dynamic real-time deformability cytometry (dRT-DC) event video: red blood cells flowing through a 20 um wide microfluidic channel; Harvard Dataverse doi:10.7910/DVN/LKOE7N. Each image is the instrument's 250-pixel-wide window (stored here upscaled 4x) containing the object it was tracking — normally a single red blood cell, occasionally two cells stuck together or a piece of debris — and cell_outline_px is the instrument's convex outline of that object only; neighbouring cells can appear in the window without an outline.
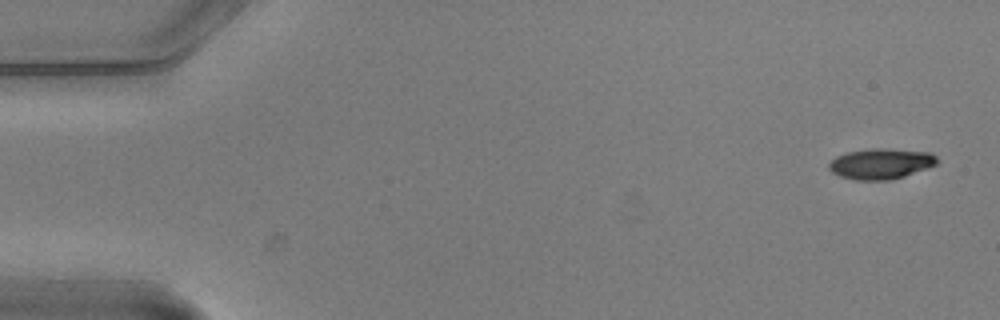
{"species": "common noctule bat (a hibernating species)", "species_latin": "Nyctalus noctula", "temperature_condition": "warm", "stored_images_in_passage": 6, "segment_of_instrument_passage": [1, 2], "camera_frame_rate_fps": 3000, "um_per_image_px": 0.085, "animal": {"sex": "male", "body_mass_g": 20.5, "forearm_length_mm": 52.5}, "frame": {"image": 1, "passage_image": 1, "time_ms": 0.0, "image_size_px": [1000, 320], "cell_outline_px": [[940, 164], [892, 180], [856, 180], [840, 176], [832, 172], [828, 168], [828, 164], [836, 156], [848, 152], [872, 148], [880, 148], [932, 152], [940, 160]], "centroid_in_image_um": [74.93, 13.92], "position_along_channel_um": 10.1, "area_um2": 19.48}}
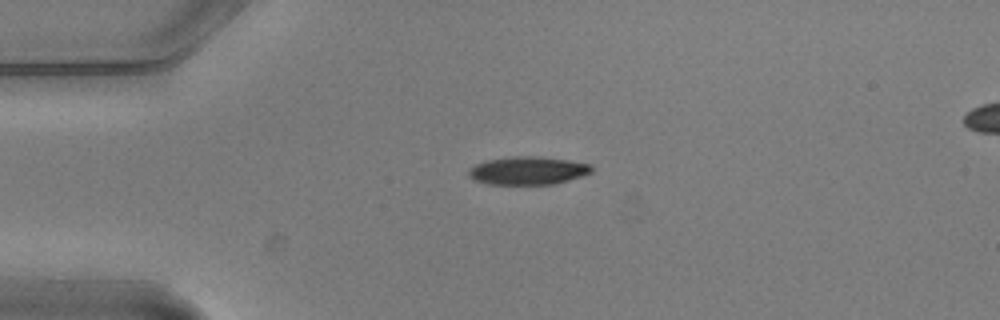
{"frame": {"image": 2, "passage_image": 4, "time_ms": 1.0, "image_size_px": [1000, 320], "cell_outline_px": [[592, 172], [556, 184], [488, 184], [472, 180], [468, 176], [468, 168], [476, 164], [488, 160], [508, 156], [540, 156], [568, 160], [592, 164]], "centroid_in_image_um": [44.84, 14.49], "position_along_channel_um": 40.2, "area_um2": 20.29}}